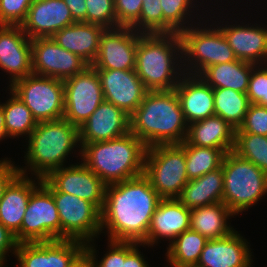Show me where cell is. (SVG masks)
<instances>
[{"label": "cell", "mask_w": 267, "mask_h": 267, "mask_svg": "<svg viewBox=\"0 0 267 267\" xmlns=\"http://www.w3.org/2000/svg\"><path fill=\"white\" fill-rule=\"evenodd\" d=\"M235 214L223 203H215L190 210V229L208 240L228 236L235 229L229 219Z\"/></svg>", "instance_id": "obj_29"}, {"label": "cell", "mask_w": 267, "mask_h": 267, "mask_svg": "<svg viewBox=\"0 0 267 267\" xmlns=\"http://www.w3.org/2000/svg\"><path fill=\"white\" fill-rule=\"evenodd\" d=\"M86 23L117 28L114 0H86Z\"/></svg>", "instance_id": "obj_38"}, {"label": "cell", "mask_w": 267, "mask_h": 267, "mask_svg": "<svg viewBox=\"0 0 267 267\" xmlns=\"http://www.w3.org/2000/svg\"><path fill=\"white\" fill-rule=\"evenodd\" d=\"M208 239L191 229L178 235L168 244L165 253L170 266L197 264Z\"/></svg>", "instance_id": "obj_33"}, {"label": "cell", "mask_w": 267, "mask_h": 267, "mask_svg": "<svg viewBox=\"0 0 267 267\" xmlns=\"http://www.w3.org/2000/svg\"><path fill=\"white\" fill-rule=\"evenodd\" d=\"M131 27L143 34L164 33L160 0H143L140 18Z\"/></svg>", "instance_id": "obj_37"}, {"label": "cell", "mask_w": 267, "mask_h": 267, "mask_svg": "<svg viewBox=\"0 0 267 267\" xmlns=\"http://www.w3.org/2000/svg\"><path fill=\"white\" fill-rule=\"evenodd\" d=\"M233 152L267 174V136L257 134H235Z\"/></svg>", "instance_id": "obj_36"}, {"label": "cell", "mask_w": 267, "mask_h": 267, "mask_svg": "<svg viewBox=\"0 0 267 267\" xmlns=\"http://www.w3.org/2000/svg\"><path fill=\"white\" fill-rule=\"evenodd\" d=\"M182 63L179 33L139 32L135 71L148 91L174 90L185 74Z\"/></svg>", "instance_id": "obj_3"}, {"label": "cell", "mask_w": 267, "mask_h": 267, "mask_svg": "<svg viewBox=\"0 0 267 267\" xmlns=\"http://www.w3.org/2000/svg\"><path fill=\"white\" fill-rule=\"evenodd\" d=\"M81 161L106 185L144 173L147 146L131 132L111 139L80 144Z\"/></svg>", "instance_id": "obj_5"}, {"label": "cell", "mask_w": 267, "mask_h": 267, "mask_svg": "<svg viewBox=\"0 0 267 267\" xmlns=\"http://www.w3.org/2000/svg\"><path fill=\"white\" fill-rule=\"evenodd\" d=\"M235 131L228 122L213 115L189 124L185 141L197 147L223 149L227 153L233 151Z\"/></svg>", "instance_id": "obj_27"}, {"label": "cell", "mask_w": 267, "mask_h": 267, "mask_svg": "<svg viewBox=\"0 0 267 267\" xmlns=\"http://www.w3.org/2000/svg\"><path fill=\"white\" fill-rule=\"evenodd\" d=\"M9 158L0 160V200L8 184L20 173L18 166Z\"/></svg>", "instance_id": "obj_46"}, {"label": "cell", "mask_w": 267, "mask_h": 267, "mask_svg": "<svg viewBox=\"0 0 267 267\" xmlns=\"http://www.w3.org/2000/svg\"><path fill=\"white\" fill-rule=\"evenodd\" d=\"M143 0H114L117 27H131L139 18Z\"/></svg>", "instance_id": "obj_43"}, {"label": "cell", "mask_w": 267, "mask_h": 267, "mask_svg": "<svg viewBox=\"0 0 267 267\" xmlns=\"http://www.w3.org/2000/svg\"><path fill=\"white\" fill-rule=\"evenodd\" d=\"M174 90L188 125L215 115L213 88L198 75L184 74Z\"/></svg>", "instance_id": "obj_25"}, {"label": "cell", "mask_w": 267, "mask_h": 267, "mask_svg": "<svg viewBox=\"0 0 267 267\" xmlns=\"http://www.w3.org/2000/svg\"><path fill=\"white\" fill-rule=\"evenodd\" d=\"M161 199L144 174L108 184L101 211V233L107 232L110 241L142 243Z\"/></svg>", "instance_id": "obj_1"}, {"label": "cell", "mask_w": 267, "mask_h": 267, "mask_svg": "<svg viewBox=\"0 0 267 267\" xmlns=\"http://www.w3.org/2000/svg\"><path fill=\"white\" fill-rule=\"evenodd\" d=\"M85 250V243L73 239L22 242L16 248L17 267H69Z\"/></svg>", "instance_id": "obj_15"}, {"label": "cell", "mask_w": 267, "mask_h": 267, "mask_svg": "<svg viewBox=\"0 0 267 267\" xmlns=\"http://www.w3.org/2000/svg\"><path fill=\"white\" fill-rule=\"evenodd\" d=\"M0 69L9 75V87L33 74L31 39L20 25H0Z\"/></svg>", "instance_id": "obj_18"}, {"label": "cell", "mask_w": 267, "mask_h": 267, "mask_svg": "<svg viewBox=\"0 0 267 267\" xmlns=\"http://www.w3.org/2000/svg\"><path fill=\"white\" fill-rule=\"evenodd\" d=\"M104 101L131 115L141 104L148 90L135 70H96Z\"/></svg>", "instance_id": "obj_19"}, {"label": "cell", "mask_w": 267, "mask_h": 267, "mask_svg": "<svg viewBox=\"0 0 267 267\" xmlns=\"http://www.w3.org/2000/svg\"><path fill=\"white\" fill-rule=\"evenodd\" d=\"M206 18L205 22L199 21L180 33L185 74L199 76L211 65L237 60L222 31Z\"/></svg>", "instance_id": "obj_7"}, {"label": "cell", "mask_w": 267, "mask_h": 267, "mask_svg": "<svg viewBox=\"0 0 267 267\" xmlns=\"http://www.w3.org/2000/svg\"><path fill=\"white\" fill-rule=\"evenodd\" d=\"M7 137H9V136L7 135V132L5 130L4 118H3L2 113L0 111V142L3 141Z\"/></svg>", "instance_id": "obj_49"}, {"label": "cell", "mask_w": 267, "mask_h": 267, "mask_svg": "<svg viewBox=\"0 0 267 267\" xmlns=\"http://www.w3.org/2000/svg\"><path fill=\"white\" fill-rule=\"evenodd\" d=\"M27 139L24 156L27 166L18 165L23 175L31 172L32 177L44 179L52 171L67 166L65 162L68 155L76 151L74 148L78 147L81 156L79 128L65 118L37 123Z\"/></svg>", "instance_id": "obj_4"}, {"label": "cell", "mask_w": 267, "mask_h": 267, "mask_svg": "<svg viewBox=\"0 0 267 267\" xmlns=\"http://www.w3.org/2000/svg\"><path fill=\"white\" fill-rule=\"evenodd\" d=\"M130 132V115L112 103L103 101L79 127L80 144L108 141Z\"/></svg>", "instance_id": "obj_22"}, {"label": "cell", "mask_w": 267, "mask_h": 267, "mask_svg": "<svg viewBox=\"0 0 267 267\" xmlns=\"http://www.w3.org/2000/svg\"><path fill=\"white\" fill-rule=\"evenodd\" d=\"M171 267H200L197 264H191V265H182V266H171Z\"/></svg>", "instance_id": "obj_50"}, {"label": "cell", "mask_w": 267, "mask_h": 267, "mask_svg": "<svg viewBox=\"0 0 267 267\" xmlns=\"http://www.w3.org/2000/svg\"><path fill=\"white\" fill-rule=\"evenodd\" d=\"M224 176L222 166L189 180L177 198L186 208L194 209L222 202Z\"/></svg>", "instance_id": "obj_28"}, {"label": "cell", "mask_w": 267, "mask_h": 267, "mask_svg": "<svg viewBox=\"0 0 267 267\" xmlns=\"http://www.w3.org/2000/svg\"><path fill=\"white\" fill-rule=\"evenodd\" d=\"M94 240L85 243V250L91 256L94 267H123L125 261V242L108 240V251L104 253L103 258L99 261L94 244Z\"/></svg>", "instance_id": "obj_39"}, {"label": "cell", "mask_w": 267, "mask_h": 267, "mask_svg": "<svg viewBox=\"0 0 267 267\" xmlns=\"http://www.w3.org/2000/svg\"><path fill=\"white\" fill-rule=\"evenodd\" d=\"M75 22L63 0H34L20 27L32 40L52 37Z\"/></svg>", "instance_id": "obj_20"}, {"label": "cell", "mask_w": 267, "mask_h": 267, "mask_svg": "<svg viewBox=\"0 0 267 267\" xmlns=\"http://www.w3.org/2000/svg\"><path fill=\"white\" fill-rule=\"evenodd\" d=\"M69 267H94L93 260L86 250H84Z\"/></svg>", "instance_id": "obj_48"}, {"label": "cell", "mask_w": 267, "mask_h": 267, "mask_svg": "<svg viewBox=\"0 0 267 267\" xmlns=\"http://www.w3.org/2000/svg\"><path fill=\"white\" fill-rule=\"evenodd\" d=\"M34 0H0V25H21Z\"/></svg>", "instance_id": "obj_42"}, {"label": "cell", "mask_w": 267, "mask_h": 267, "mask_svg": "<svg viewBox=\"0 0 267 267\" xmlns=\"http://www.w3.org/2000/svg\"><path fill=\"white\" fill-rule=\"evenodd\" d=\"M41 183L40 178L32 179L19 173L5 188L0 200V223L15 235L18 243H21V223L30 195Z\"/></svg>", "instance_id": "obj_24"}, {"label": "cell", "mask_w": 267, "mask_h": 267, "mask_svg": "<svg viewBox=\"0 0 267 267\" xmlns=\"http://www.w3.org/2000/svg\"><path fill=\"white\" fill-rule=\"evenodd\" d=\"M143 246L142 243L125 242V261L123 267H150L145 260L143 253L138 247Z\"/></svg>", "instance_id": "obj_45"}, {"label": "cell", "mask_w": 267, "mask_h": 267, "mask_svg": "<svg viewBox=\"0 0 267 267\" xmlns=\"http://www.w3.org/2000/svg\"><path fill=\"white\" fill-rule=\"evenodd\" d=\"M76 22L86 23V0H63Z\"/></svg>", "instance_id": "obj_47"}, {"label": "cell", "mask_w": 267, "mask_h": 267, "mask_svg": "<svg viewBox=\"0 0 267 267\" xmlns=\"http://www.w3.org/2000/svg\"><path fill=\"white\" fill-rule=\"evenodd\" d=\"M235 134H257L267 136V107L250 104L244 122Z\"/></svg>", "instance_id": "obj_41"}, {"label": "cell", "mask_w": 267, "mask_h": 267, "mask_svg": "<svg viewBox=\"0 0 267 267\" xmlns=\"http://www.w3.org/2000/svg\"><path fill=\"white\" fill-rule=\"evenodd\" d=\"M104 30V27L97 24L75 22L56 32L52 38L59 46L92 65L98 55L100 37Z\"/></svg>", "instance_id": "obj_26"}, {"label": "cell", "mask_w": 267, "mask_h": 267, "mask_svg": "<svg viewBox=\"0 0 267 267\" xmlns=\"http://www.w3.org/2000/svg\"><path fill=\"white\" fill-rule=\"evenodd\" d=\"M190 229V209L177 198L161 199L151 220L147 238L143 247L159 244L160 240H168L169 244L184 231Z\"/></svg>", "instance_id": "obj_23"}, {"label": "cell", "mask_w": 267, "mask_h": 267, "mask_svg": "<svg viewBox=\"0 0 267 267\" xmlns=\"http://www.w3.org/2000/svg\"><path fill=\"white\" fill-rule=\"evenodd\" d=\"M56 203L61 223V239L87 243L101 234V211L91 202L77 196L50 192Z\"/></svg>", "instance_id": "obj_10"}, {"label": "cell", "mask_w": 267, "mask_h": 267, "mask_svg": "<svg viewBox=\"0 0 267 267\" xmlns=\"http://www.w3.org/2000/svg\"><path fill=\"white\" fill-rule=\"evenodd\" d=\"M255 65L237 59L233 62L211 65L199 77L213 89L227 88L247 94L251 72Z\"/></svg>", "instance_id": "obj_30"}, {"label": "cell", "mask_w": 267, "mask_h": 267, "mask_svg": "<svg viewBox=\"0 0 267 267\" xmlns=\"http://www.w3.org/2000/svg\"><path fill=\"white\" fill-rule=\"evenodd\" d=\"M243 237L239 231L235 230L226 237L208 240L197 265L200 267H252L254 261L251 245Z\"/></svg>", "instance_id": "obj_21"}, {"label": "cell", "mask_w": 267, "mask_h": 267, "mask_svg": "<svg viewBox=\"0 0 267 267\" xmlns=\"http://www.w3.org/2000/svg\"><path fill=\"white\" fill-rule=\"evenodd\" d=\"M188 124L175 90L148 91L130 115V132L147 147L180 144Z\"/></svg>", "instance_id": "obj_2"}, {"label": "cell", "mask_w": 267, "mask_h": 267, "mask_svg": "<svg viewBox=\"0 0 267 267\" xmlns=\"http://www.w3.org/2000/svg\"><path fill=\"white\" fill-rule=\"evenodd\" d=\"M61 239V223L52 194L40 184L30 195L21 223L22 242Z\"/></svg>", "instance_id": "obj_12"}, {"label": "cell", "mask_w": 267, "mask_h": 267, "mask_svg": "<svg viewBox=\"0 0 267 267\" xmlns=\"http://www.w3.org/2000/svg\"><path fill=\"white\" fill-rule=\"evenodd\" d=\"M250 104L267 107V64L253 67L247 91Z\"/></svg>", "instance_id": "obj_40"}, {"label": "cell", "mask_w": 267, "mask_h": 267, "mask_svg": "<svg viewBox=\"0 0 267 267\" xmlns=\"http://www.w3.org/2000/svg\"><path fill=\"white\" fill-rule=\"evenodd\" d=\"M9 89L28 107L37 123L64 118L62 80L31 74Z\"/></svg>", "instance_id": "obj_9"}, {"label": "cell", "mask_w": 267, "mask_h": 267, "mask_svg": "<svg viewBox=\"0 0 267 267\" xmlns=\"http://www.w3.org/2000/svg\"><path fill=\"white\" fill-rule=\"evenodd\" d=\"M143 174L162 199L178 198L189 181L185 151L178 144L148 147Z\"/></svg>", "instance_id": "obj_8"}, {"label": "cell", "mask_w": 267, "mask_h": 267, "mask_svg": "<svg viewBox=\"0 0 267 267\" xmlns=\"http://www.w3.org/2000/svg\"><path fill=\"white\" fill-rule=\"evenodd\" d=\"M17 245L15 235L0 223V264L5 265L8 253L15 257Z\"/></svg>", "instance_id": "obj_44"}, {"label": "cell", "mask_w": 267, "mask_h": 267, "mask_svg": "<svg viewBox=\"0 0 267 267\" xmlns=\"http://www.w3.org/2000/svg\"><path fill=\"white\" fill-rule=\"evenodd\" d=\"M201 1L202 2L200 3L198 0H160L164 17V33L180 34L183 30H186L196 22L202 20L205 21V14H203L204 17L200 14V10L202 12L204 9L198 8L199 5L204 7V5H201L204 4V1ZM194 9H196V11ZM197 11H199L200 15L197 14ZM194 13H196V16ZM198 16L200 17L198 18ZM195 17L196 22H194Z\"/></svg>", "instance_id": "obj_32"}, {"label": "cell", "mask_w": 267, "mask_h": 267, "mask_svg": "<svg viewBox=\"0 0 267 267\" xmlns=\"http://www.w3.org/2000/svg\"><path fill=\"white\" fill-rule=\"evenodd\" d=\"M139 32L132 27L105 29L92 66L96 70H135Z\"/></svg>", "instance_id": "obj_16"}, {"label": "cell", "mask_w": 267, "mask_h": 267, "mask_svg": "<svg viewBox=\"0 0 267 267\" xmlns=\"http://www.w3.org/2000/svg\"><path fill=\"white\" fill-rule=\"evenodd\" d=\"M8 91L10 94L8 100L4 103L0 102L5 130L9 138L26 136L27 140L37 126V121L28 107L9 88Z\"/></svg>", "instance_id": "obj_31"}, {"label": "cell", "mask_w": 267, "mask_h": 267, "mask_svg": "<svg viewBox=\"0 0 267 267\" xmlns=\"http://www.w3.org/2000/svg\"><path fill=\"white\" fill-rule=\"evenodd\" d=\"M186 156V172L189 180L197 179L222 166L226 152L223 149L197 147L186 141L178 144Z\"/></svg>", "instance_id": "obj_35"}, {"label": "cell", "mask_w": 267, "mask_h": 267, "mask_svg": "<svg viewBox=\"0 0 267 267\" xmlns=\"http://www.w3.org/2000/svg\"><path fill=\"white\" fill-rule=\"evenodd\" d=\"M213 92L215 115L238 129L250 106L247 94L227 88H214Z\"/></svg>", "instance_id": "obj_34"}, {"label": "cell", "mask_w": 267, "mask_h": 267, "mask_svg": "<svg viewBox=\"0 0 267 267\" xmlns=\"http://www.w3.org/2000/svg\"><path fill=\"white\" fill-rule=\"evenodd\" d=\"M74 164L52 171L42 179L41 184L49 192H63L77 196L93 203L102 211L107 185L82 161Z\"/></svg>", "instance_id": "obj_13"}, {"label": "cell", "mask_w": 267, "mask_h": 267, "mask_svg": "<svg viewBox=\"0 0 267 267\" xmlns=\"http://www.w3.org/2000/svg\"><path fill=\"white\" fill-rule=\"evenodd\" d=\"M33 74L66 80L90 65L59 46L52 37L31 40Z\"/></svg>", "instance_id": "obj_14"}, {"label": "cell", "mask_w": 267, "mask_h": 267, "mask_svg": "<svg viewBox=\"0 0 267 267\" xmlns=\"http://www.w3.org/2000/svg\"><path fill=\"white\" fill-rule=\"evenodd\" d=\"M224 189L222 202L236 215L255 206L267 194V174L235 152H227L222 162Z\"/></svg>", "instance_id": "obj_6"}, {"label": "cell", "mask_w": 267, "mask_h": 267, "mask_svg": "<svg viewBox=\"0 0 267 267\" xmlns=\"http://www.w3.org/2000/svg\"><path fill=\"white\" fill-rule=\"evenodd\" d=\"M64 82V118L81 127L104 101L100 79L90 65Z\"/></svg>", "instance_id": "obj_11"}, {"label": "cell", "mask_w": 267, "mask_h": 267, "mask_svg": "<svg viewBox=\"0 0 267 267\" xmlns=\"http://www.w3.org/2000/svg\"><path fill=\"white\" fill-rule=\"evenodd\" d=\"M218 17L220 16L218 15L216 19L218 24L214 19L210 18V21L215 22L214 24L222 31L238 60L256 65L267 64V25L263 23H261L262 25L257 23L253 25L252 22H248L247 25L242 21L239 23L235 19H232L229 24L230 18L227 21H224L225 19L218 21ZM221 22L222 24H220Z\"/></svg>", "instance_id": "obj_17"}]
</instances>
